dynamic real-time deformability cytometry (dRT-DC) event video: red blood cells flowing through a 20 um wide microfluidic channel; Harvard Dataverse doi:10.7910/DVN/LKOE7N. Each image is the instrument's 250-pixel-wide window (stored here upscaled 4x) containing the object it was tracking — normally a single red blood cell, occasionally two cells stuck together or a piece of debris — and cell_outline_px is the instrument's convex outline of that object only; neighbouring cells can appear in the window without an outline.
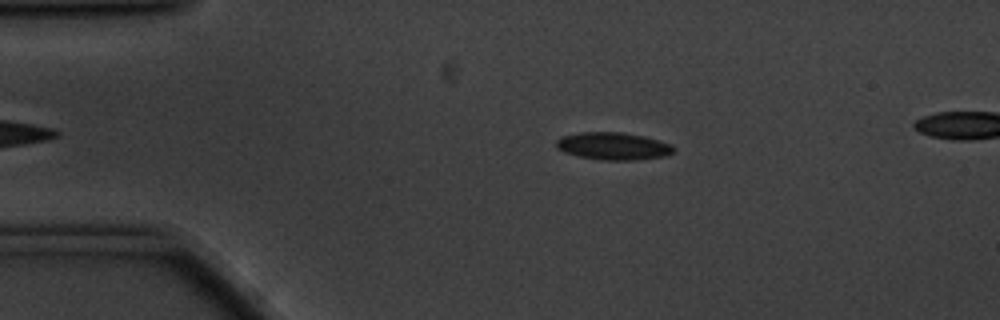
{"species": "common noctule bat (a hibernating species)", "species_latin": "Nyctalus noctula", "temperature_condition": "cold", "stored_images_in_passage": 5, "camera_frame_rate_fps": 3000, "um_per_image_px": 0.085, "animal": {"sex": "male", "body_mass_g": 20.1, "forearm_length_mm": 53.5}, "frame": {"image": 1, "passage_image": 3, "time_ms": 0.667, "image_size_px": [1000, 320], "cell_outline_px": [[240, 296], [236, 296], [124, 252], [124, 248], [136, 244], [180, 248], [192, 252], [228, 280], [232, 284]], "centroid_in_image_um": [15.51, 22.51], "position_along_channel_um": 69.5, "area_um2": 14.97}}